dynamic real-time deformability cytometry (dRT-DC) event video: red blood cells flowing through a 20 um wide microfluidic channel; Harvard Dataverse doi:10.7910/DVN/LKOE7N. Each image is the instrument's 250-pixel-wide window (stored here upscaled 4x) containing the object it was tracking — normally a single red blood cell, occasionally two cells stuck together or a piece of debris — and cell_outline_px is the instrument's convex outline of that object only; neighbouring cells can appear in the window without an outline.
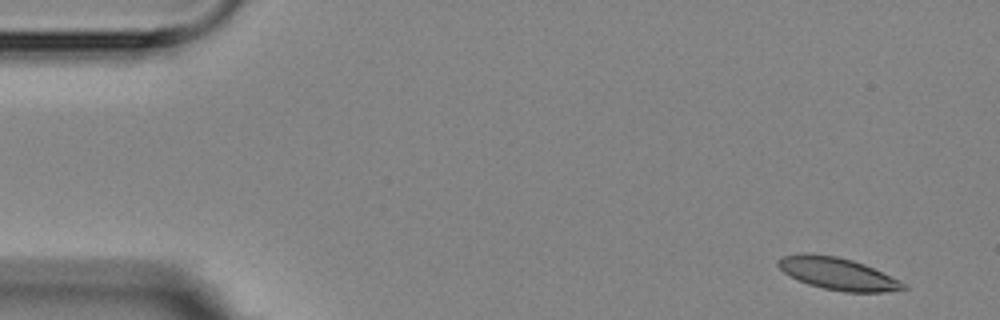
{"species": "Egyptian fruit bat (a non-hibernating species)", "species_latin": "Rousettus aegyptiacus", "temperature_condition": "room temperature", "stored_images_in_passage": 6, "segment_of_instrument_passage": [1, 2], "camera_frame_rate_fps": 3000, "um_per_image_px": 0.085, "animal": {"sex": "female"}, "frame": {"image": 1, "passage_image": 1, "time_ms": 0.0, "image_size_px": [1000, 320], "cell_outline_px": [[908, 288], [884, 292], [844, 292], [824, 288], [808, 284], [784, 272], [776, 264], [776, 260], [784, 256], [804, 252], [836, 256], [852, 260], [864, 264], [900, 280], [908, 284]], "centroid_in_image_um": [71.22, 23.26], "position_along_channel_um": 13.8, "area_um2": 23.41}}
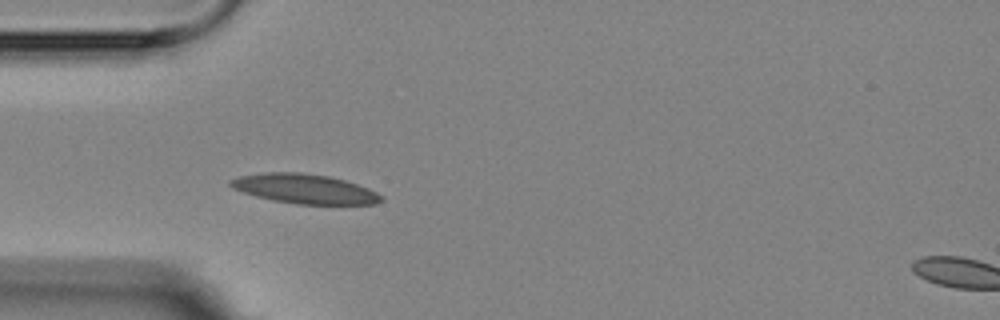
{"frame": {"image": 2, "passage_image": 5, "time_ms": 4.333, "image_size_px": [1000, 320], "cell_outline_px": [[384, 200], [376, 204], [296, 204], [272, 200], [256, 196], [232, 188], [228, 184], [228, 180], [236, 176], [264, 172], [300, 172], [328, 176], [344, 180], [368, 188], [384, 196]], "centroid_in_image_um": [25.86, 16.04], "position_along_channel_um": 59.1, "area_um2": 26.07}}